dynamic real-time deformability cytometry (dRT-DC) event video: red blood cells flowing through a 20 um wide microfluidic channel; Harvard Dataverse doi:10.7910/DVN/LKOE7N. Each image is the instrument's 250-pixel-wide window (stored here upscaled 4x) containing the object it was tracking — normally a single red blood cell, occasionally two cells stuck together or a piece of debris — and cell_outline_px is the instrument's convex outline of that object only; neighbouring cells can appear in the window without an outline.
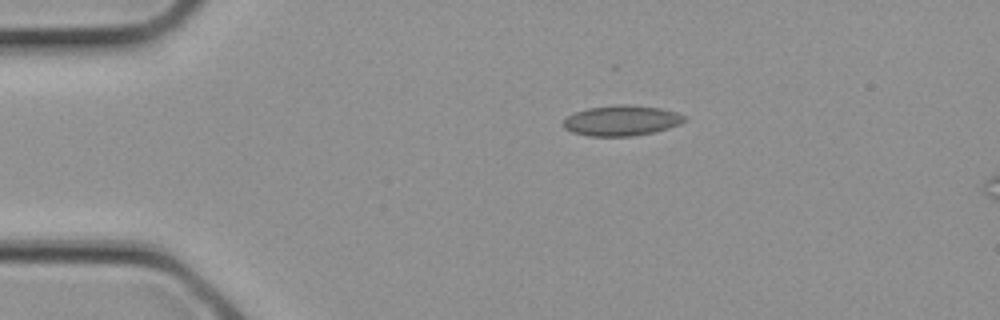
{"species": "common noctule bat (a hibernating species)", "species_latin": "Nyctalus noctula", "temperature_condition": "cold", "stored_images_in_passage": 2, "camera_frame_rate_fps": 3000, "um_per_image_px": 0.085, "animal": {"sex": "female", "body_mass_g": 21.9}, "frame": {"image": 1, "passage_image": 1, "time_ms": 0.0, "image_size_px": [1000, 320], "cell_outline_px": [[684, 120], [680, 124], [668, 128], [652, 132], [632, 136], [588, 136], [572, 132], [564, 128], [564, 120], [568, 116], [576, 112], [588, 108], [620, 104], [628, 104], [660, 108], [676, 112], [684, 116]], "centroid_in_image_um": [52.81, 10.25], "position_along_channel_um": 32.2, "area_um2": 21.21}}